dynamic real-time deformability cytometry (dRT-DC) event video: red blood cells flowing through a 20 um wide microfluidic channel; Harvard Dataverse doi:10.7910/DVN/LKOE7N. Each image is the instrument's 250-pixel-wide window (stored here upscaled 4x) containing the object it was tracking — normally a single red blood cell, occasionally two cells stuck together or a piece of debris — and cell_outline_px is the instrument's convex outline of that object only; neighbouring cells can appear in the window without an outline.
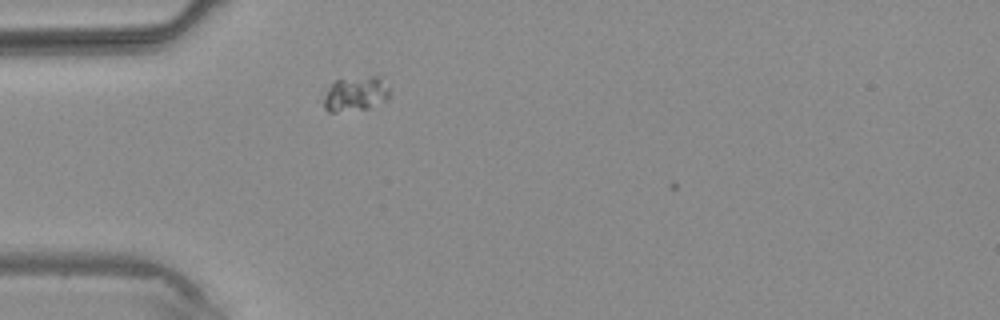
{"species": "common noctule bat (a hibernating species)", "species_latin": "Nyctalus noctula", "temperature_condition": "warm", "stored_images_in_passage": 2, "camera_frame_rate_fps": 3000, "um_per_image_px": 0.085, "animal": {"sex": "male", "body_mass_g": 20.4}, "frame": {"image": 1, "passage_image": 2, "time_ms": 2.0, "image_size_px": [1000, 320], "cell_outline_px": [[388, 100], [368, 108], [336, 112], [328, 112], [324, 108], [324, 100], [328, 88], [336, 80], [368, 76], [380, 76], [388, 88]], "centroid_in_image_um": [30.23, 7.98], "position_along_channel_um": 54.8, "area_um2": 13.18}}